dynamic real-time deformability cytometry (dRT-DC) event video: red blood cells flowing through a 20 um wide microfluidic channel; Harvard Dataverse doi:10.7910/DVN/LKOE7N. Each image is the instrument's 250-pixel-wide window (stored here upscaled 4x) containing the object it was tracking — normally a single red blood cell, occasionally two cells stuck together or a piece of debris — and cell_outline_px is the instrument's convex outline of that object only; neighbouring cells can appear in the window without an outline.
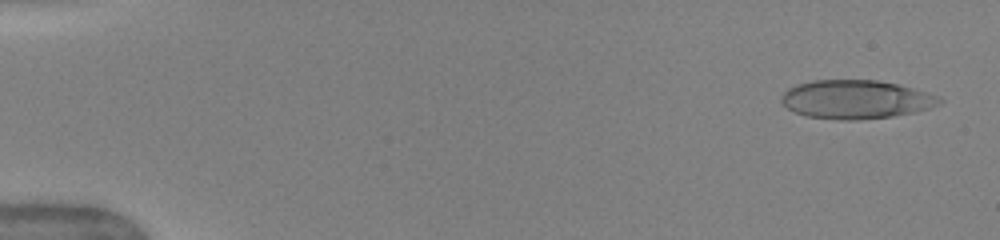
{"species": "human", "species_latin": "Homo sapiens", "temperature_condition": "warm", "stored_images_in_passage": 49, "camera_frame_rate_fps": 3000, "um_per_image_px": 0.085, "donor": {"sex": "female"}, "frame": {"image": 1, "passage_image": 2, "time_ms": 0.333, "image_size_px": [1000, 240], "cell_outline_px": [[944, 100], [940, 104], [928, 108], [912, 112], [892, 116], [856, 120], [840, 120], [804, 116], [788, 108], [780, 100], [784, 92], [788, 88], [796, 84], [812, 80], [876, 80], [896, 84], [912, 88], [940, 96]], "centroid_in_image_um": [72.73, 8.45], "position_along_channel_um": 12.3, "area_um2": 35.49}}
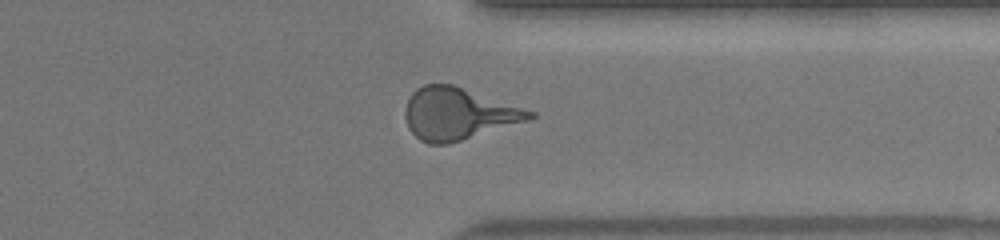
{"frame": {"image": 2, "passage_image": 39, "time_ms": 12.667, "image_size_px": [1000, 240], "cell_outline_px": [[536, 116], [528, 120], [448, 144], [428, 144], [420, 140], [408, 128], [404, 116], [404, 112], [408, 100], [412, 92], [416, 88], [424, 84], [452, 84], [536, 112]], "centroid_in_image_um": [38.9, 9.67], "position_along_channel_um": 372.5, "area_um2": 37.4}}
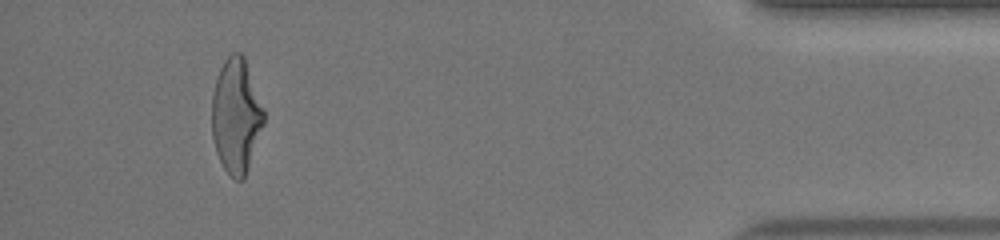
{"frame": {"image": 3, "passage_image": 46, "time_ms": 15.0, "image_size_px": [1000, 240], "cell_outline_px": [[264, 124], [244, 180], [236, 180], [224, 168], [216, 152], [212, 136], [212, 96], [216, 80], [220, 68], [224, 60], [232, 52], [240, 52], [244, 56], [264, 108]], "centroid_in_image_um": [20.08, 9.84], "position_along_channel_um": 415.1, "area_um2": 34.68}, "authors_computed_cell_mechanics": {"area_um2": 35.7204, "velocity_mm_per_s": 4.0892, "shape_relaxation_time_tau1_ms": 4.4362, "shape_relaxation_time_tau2_ms": 0.7042, "deformation_change_tau1": 0.206, "deformation_change_tau2": 0.11}}